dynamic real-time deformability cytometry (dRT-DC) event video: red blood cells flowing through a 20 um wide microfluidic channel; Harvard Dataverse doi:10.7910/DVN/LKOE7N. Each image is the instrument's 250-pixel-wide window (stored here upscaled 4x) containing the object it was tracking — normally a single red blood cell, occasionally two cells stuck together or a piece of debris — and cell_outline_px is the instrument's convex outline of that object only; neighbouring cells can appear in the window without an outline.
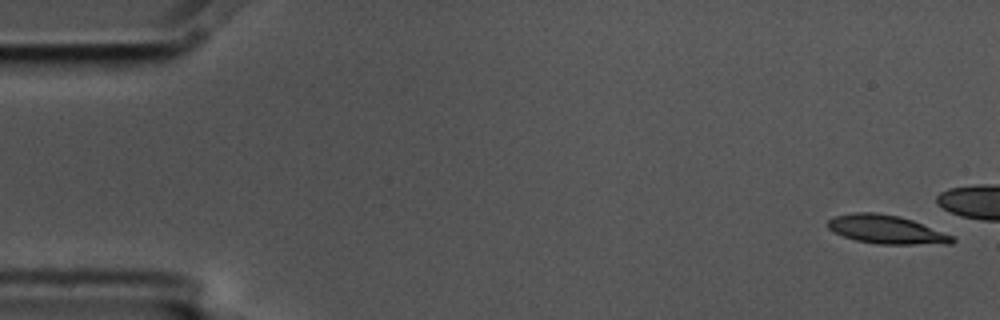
{"species": "common noctule bat (a hibernating species)", "species_latin": "Nyctalus noctula", "temperature_condition": "cold", "stored_images_in_passage": 5, "camera_frame_rate_fps": 3000, "um_per_image_px": 0.085, "animal": {"sex": "male", "body_mass_g": 17.5, "forearm_length_mm": 52.3}, "frame": {"image": 1, "passage_image": 1, "time_ms": 0.0, "image_size_px": [1000, 320], "cell_outline_px": [[956, 240], [952, 244], [876, 244], [856, 240], [844, 236], [828, 228], [828, 220], [836, 216], [856, 212], [876, 212], [900, 216], [912, 220], [956, 236]], "centroid_in_image_um": [75.42, 19.51], "position_along_channel_um": 9.6, "area_um2": 20.75}}